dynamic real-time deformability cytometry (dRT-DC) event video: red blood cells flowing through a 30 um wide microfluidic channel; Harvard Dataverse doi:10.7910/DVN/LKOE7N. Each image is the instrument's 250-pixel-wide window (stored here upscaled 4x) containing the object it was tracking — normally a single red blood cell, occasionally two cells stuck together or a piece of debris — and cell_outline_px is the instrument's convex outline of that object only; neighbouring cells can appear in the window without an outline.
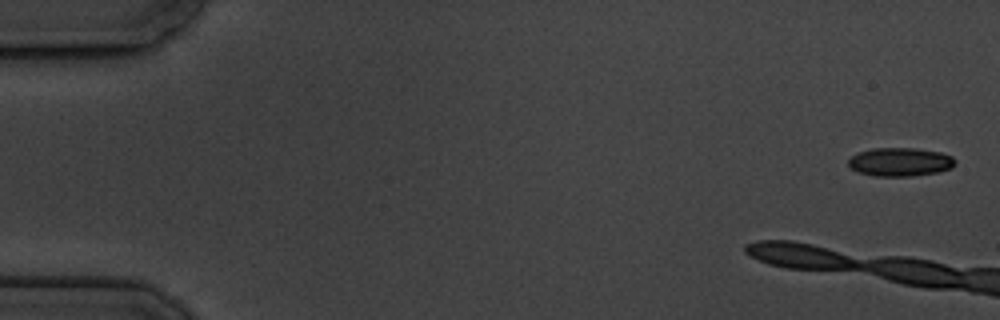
{"species": "common noctule bat (a hibernating species)", "species_latin": "Nyctalus noctula", "temperature_condition": "cold", "stored_images_in_passage": 6, "camera_frame_rate_fps": 3000, "um_per_image_px": 0.085, "animal": {"sex": "male", "body_mass_g": 19.5, "forearm_length_mm": 54.6}, "frame": {"image": 1, "passage_image": 1, "time_ms": 0.0, "image_size_px": [1000, 320], "cell_outline_px": [[956, 164], [952, 168], [940, 172], [912, 176], [872, 176], [856, 172], [848, 164], [848, 160], [852, 156], [860, 152], [872, 148], [916, 148], [940, 152], [952, 156], [956, 160]], "centroid_in_image_um": [76.54, 13.77], "position_along_channel_um": 8.5, "area_um2": 17.98}}